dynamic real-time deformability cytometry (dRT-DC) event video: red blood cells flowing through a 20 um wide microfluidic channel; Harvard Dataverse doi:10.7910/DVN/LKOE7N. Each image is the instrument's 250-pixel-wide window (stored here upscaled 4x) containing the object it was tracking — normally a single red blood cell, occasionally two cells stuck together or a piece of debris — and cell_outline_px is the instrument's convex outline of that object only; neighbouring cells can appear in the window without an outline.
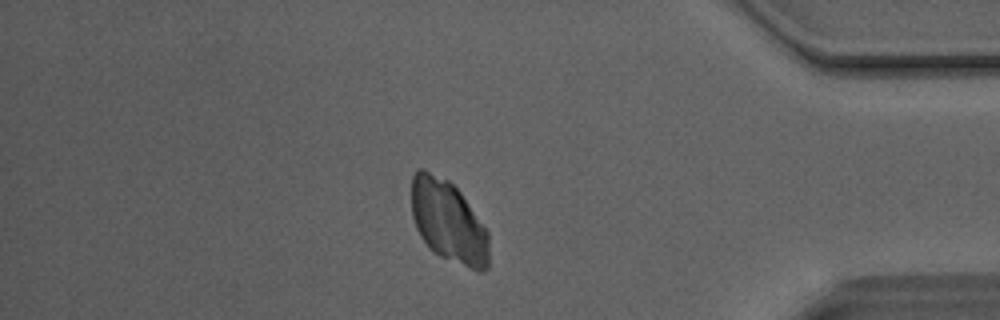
{"species": "Egyptian fruit bat (a non-hibernating species)", "species_latin": "Rousettus aegyptiacus", "temperature_condition": "room temperature", "stored_images_in_passage": 49, "camera_frame_rate_fps": 3000, "um_per_image_px": 0.085, "animal": {"sex": "male"}, "frame": {"image": 1, "passage_image": 42, "time_ms": 13.667, "image_size_px": [1000, 320], "cell_outline_px": [[488, 268], [480, 272], [476, 272], [440, 256], [428, 248], [420, 236], [416, 228], [412, 216], [412, 176], [420, 168], [424, 168], [448, 180], [460, 192], [488, 232]], "centroid_in_image_um": [38.1, 18.85], "position_along_channel_um": 397.1, "area_um2": 37.11}}
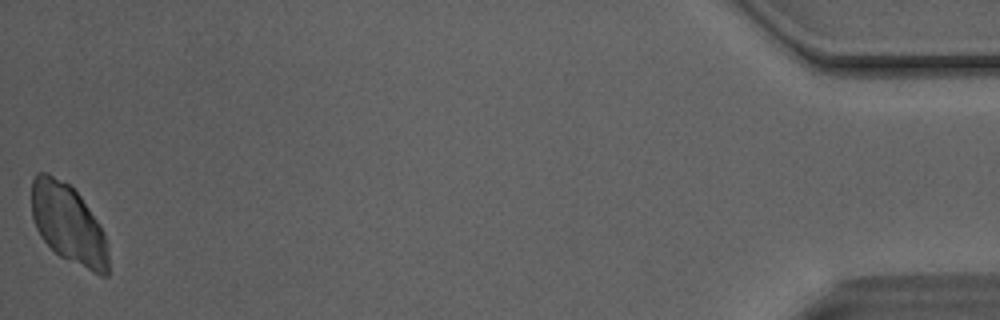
{"frame": {"image": 2, "passage_image": 49, "time_ms": 16.0, "image_size_px": [1000, 320], "cell_outline_px": [[108, 276], [100, 276], [60, 256], [40, 236], [36, 228], [32, 216], [32, 180], [36, 172], [48, 172], [68, 184], [80, 196], [100, 224], [104, 232], [108, 256]], "centroid_in_image_um": [5.81, 19.03], "position_along_channel_um": 429.4, "area_um2": 35.32}}